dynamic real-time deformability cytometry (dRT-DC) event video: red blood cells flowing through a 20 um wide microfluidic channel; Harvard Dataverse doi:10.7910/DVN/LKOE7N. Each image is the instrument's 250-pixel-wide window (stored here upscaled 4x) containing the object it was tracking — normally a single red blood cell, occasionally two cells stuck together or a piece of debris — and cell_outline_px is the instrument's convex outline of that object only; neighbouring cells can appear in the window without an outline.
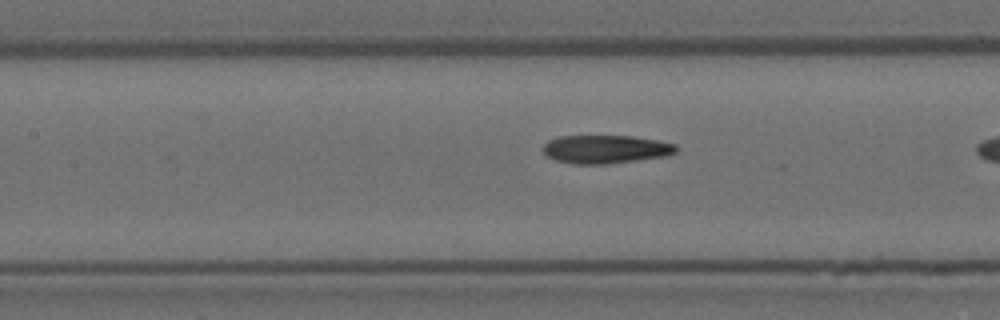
{"species": "Egyptian fruit bat (a non-hibernating species)", "species_latin": "Rousettus aegyptiacus", "temperature_condition": "room temperature", "stored_images_in_passage": 27, "camera_frame_rate_fps": 3000, "um_per_image_px": 0.085, "animal": {"sex": "female"}, "frame": {"image": 1, "passage_image": 21, "time_ms": 6.667, "image_size_px": [1000, 320], "cell_outline_px": [[676, 152], [664, 156], [608, 164], [572, 164], [556, 160], [548, 156], [544, 152], [544, 144], [548, 140], [560, 136], [632, 136], [656, 140], [676, 144]], "centroid_in_image_um": [51.46, 12.68], "position_along_channel_um": 155.9, "area_um2": 21.79}}
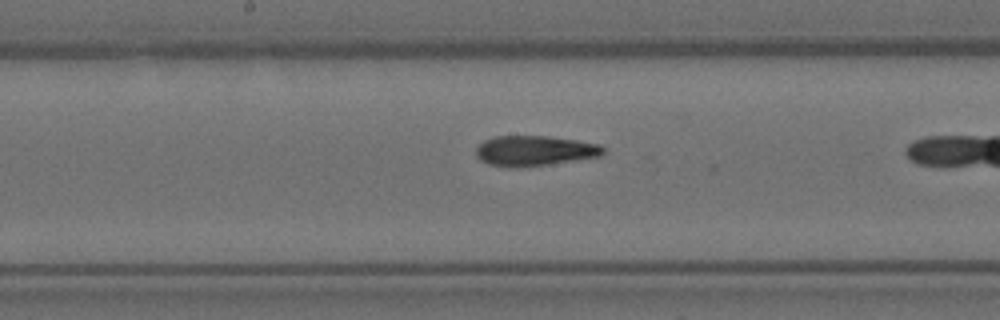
{"frame": {"image": 2, "passage_image": 25, "time_ms": 8.0, "image_size_px": [1000, 320], "cell_outline_px": [[604, 152], [600, 156], [548, 164], [520, 168], [508, 168], [488, 164], [480, 160], [476, 156], [476, 148], [484, 140], [496, 136], [548, 136], [576, 140], [600, 144], [604, 148]], "centroid_in_image_um": [45.4, 12.82], "position_along_channel_um": 202.8, "area_um2": 22.48}}